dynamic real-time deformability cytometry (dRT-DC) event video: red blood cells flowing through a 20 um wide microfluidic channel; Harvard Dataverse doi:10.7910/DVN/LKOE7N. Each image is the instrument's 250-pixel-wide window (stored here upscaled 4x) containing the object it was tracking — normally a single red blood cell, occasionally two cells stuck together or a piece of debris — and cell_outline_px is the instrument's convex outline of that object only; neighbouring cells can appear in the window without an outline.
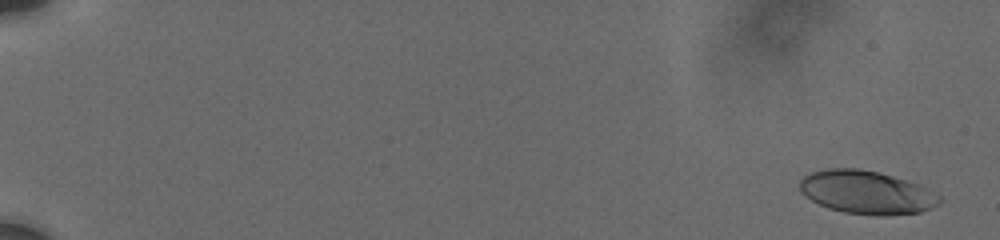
{"species": "human", "species_latin": "Homo sapiens", "temperature_condition": "cold", "stored_images_in_passage": 63, "camera_frame_rate_fps": 3000, "um_per_image_px": 0.085, "donor": {"sex": "male"}, "frame": {"image": 1, "passage_image": 6, "time_ms": 0.667, "image_size_px": [1000, 240], "cell_outline_px": [[940, 204], [932, 208], [920, 212], [884, 216], [876, 216], [844, 212], [828, 208], [804, 196], [800, 192], [800, 180], [808, 172], [828, 168], [856, 168], [876, 172], [908, 180], [920, 184], [928, 188], [940, 196]], "centroid_in_image_um": [73.66, 16.35], "position_along_channel_um": 11.3, "area_um2": 35.49}}
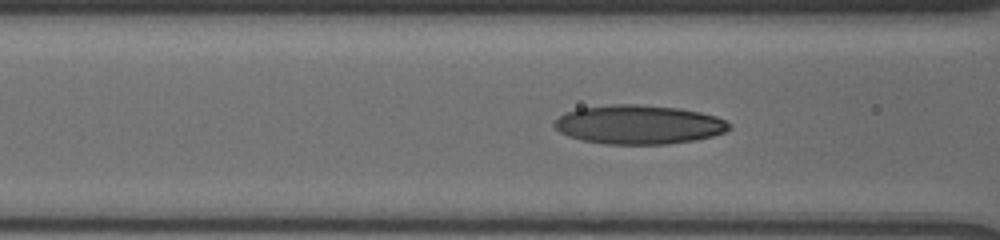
{"frame": {"image": 2, "passage_image": 55, "time_ms": 8.667, "image_size_px": [1000, 240], "cell_outline_px": [[732, 128], [724, 132], [712, 136], [696, 140], [668, 144], [604, 144], [580, 140], [568, 136], [560, 132], [552, 124], [560, 116], [568, 112], [580, 108], [612, 104], [636, 104], [680, 108], [700, 112], [716, 116], [732, 124]], "centroid_in_image_um": [54.31, 10.59], "position_along_channel_um": 112.3, "area_um2": 39.88}}
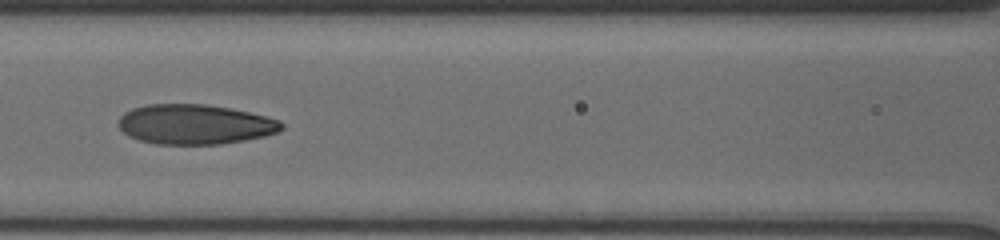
{"frame": {"image": 3, "passage_image": 62, "time_ms": 9.667, "image_size_px": [1000, 240], "cell_outline_px": [[284, 128], [280, 132], [264, 136], [244, 140], [220, 144], [156, 144], [140, 140], [128, 136], [116, 124], [120, 116], [124, 112], [132, 108], [148, 104], [208, 104], [248, 112], [280, 120], [284, 124]], "centroid_in_image_um": [16.55, 10.57], "position_along_channel_um": 150.0, "area_um2": 38.03}}